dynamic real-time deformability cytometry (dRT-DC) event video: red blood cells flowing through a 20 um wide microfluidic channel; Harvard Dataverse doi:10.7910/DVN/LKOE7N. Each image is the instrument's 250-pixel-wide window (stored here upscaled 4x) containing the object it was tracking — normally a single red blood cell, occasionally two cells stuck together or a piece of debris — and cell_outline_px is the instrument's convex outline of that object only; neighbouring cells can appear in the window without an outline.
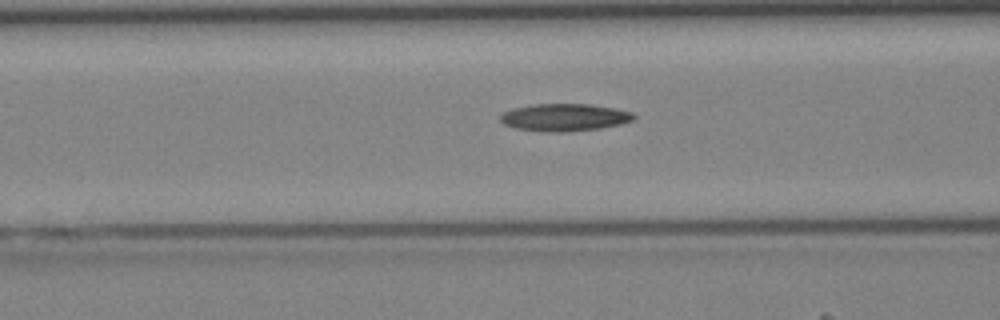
{"species": "Egyptian fruit bat (a non-hibernating species)", "species_latin": "Rousettus aegyptiacus", "temperature_condition": "cold", "stored_images_in_passage": 42, "camera_frame_rate_fps": 3000, "um_per_image_px": 0.085, "animal": {"sex": "female"}, "frame": {"image": 1, "passage_image": 17, "time_ms": 5.333, "image_size_px": [1000, 320], "cell_outline_px": [[636, 116], [632, 120], [620, 124], [600, 128], [564, 132], [540, 132], [516, 128], [504, 124], [500, 120], [500, 116], [504, 112], [512, 108], [532, 104], [592, 104], [616, 108], [632, 112]], "centroid_in_image_um": [47.97, 9.97], "position_along_channel_um": 118.6, "area_um2": 21.44}}
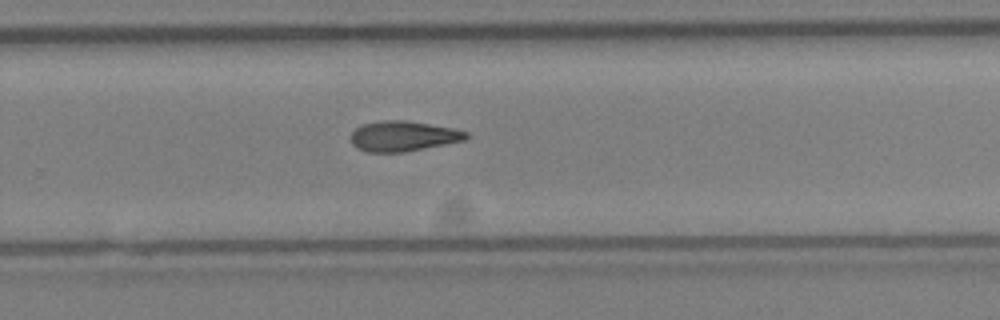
{"frame": {"image": 2, "passage_image": 28, "time_ms": 9.0, "image_size_px": [1000, 320], "cell_outline_px": [[468, 136], [464, 140], [404, 152], [368, 152], [356, 148], [352, 144], [352, 132], [356, 128], [364, 124], [380, 120], [404, 120], [452, 128], [468, 132]], "centroid_in_image_um": [34.24, 11.57], "position_along_channel_um": 295.6, "area_um2": 20.06}}
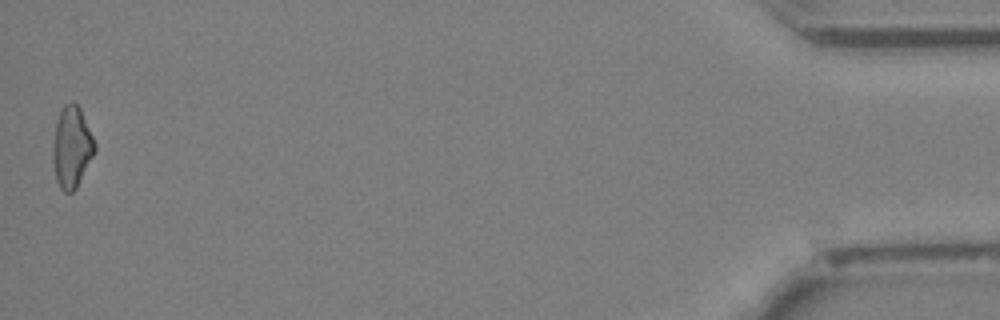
{"frame": {"image": 3, "passage_image": 42, "time_ms": 13.667, "image_size_px": [1000, 320], "cell_outline_px": [[96, 152], [76, 188], [72, 192], [64, 192], [60, 188], [56, 180], [52, 160], [52, 140], [56, 120], [60, 108], [64, 104], [72, 100], [80, 108], [96, 144]], "centroid_in_image_um": [6.08, 12.48], "position_along_channel_um": 429.1, "area_um2": 20.29}}